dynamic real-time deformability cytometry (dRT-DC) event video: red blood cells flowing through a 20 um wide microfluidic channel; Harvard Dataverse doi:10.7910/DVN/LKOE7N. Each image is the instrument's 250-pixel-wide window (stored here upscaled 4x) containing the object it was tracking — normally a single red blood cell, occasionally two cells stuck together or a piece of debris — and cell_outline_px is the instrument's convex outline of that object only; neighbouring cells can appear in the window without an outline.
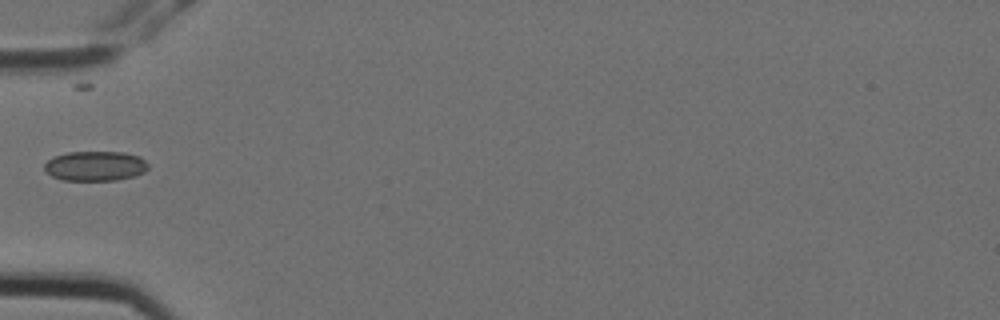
{"species": "Egyptian fruit bat (a non-hibernating species)", "species_latin": "Rousettus aegyptiacus", "temperature_condition": "cold", "stored_images_in_passage": 2, "camera_frame_rate_fps": 3000, "um_per_image_px": 0.085, "animal": {"sex": "female"}, "frame": {"image": 1, "passage_image": 1, "time_ms": 0.0, "image_size_px": [1000, 320], "cell_outline_px": [[148, 168], [144, 172], [136, 176], [116, 180], [64, 180], [52, 176], [44, 168], [44, 164], [52, 156], [68, 152], [124, 152], [140, 156], [148, 164]], "centroid_in_image_um": [8.11, 14.1], "position_along_channel_um": 76.9, "area_um2": 18.09}}